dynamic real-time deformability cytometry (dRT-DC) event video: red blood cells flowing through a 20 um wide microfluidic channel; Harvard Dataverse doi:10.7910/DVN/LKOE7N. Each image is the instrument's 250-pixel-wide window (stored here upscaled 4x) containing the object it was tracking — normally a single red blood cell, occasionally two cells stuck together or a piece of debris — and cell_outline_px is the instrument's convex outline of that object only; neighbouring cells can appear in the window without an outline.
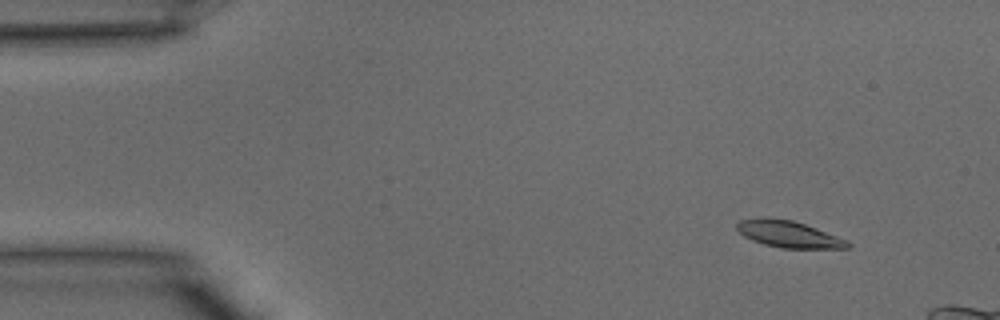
{"species": "common noctule bat (a hibernating species)", "species_latin": "Nyctalus noctula", "temperature_condition": "warm", "stored_images_in_passage": 11, "camera_frame_rate_fps": 3000, "um_per_image_px": 0.085, "animal": {"sex": "male", "body_mass_g": 15.6}, "frame": {"image": 1, "passage_image": 4, "time_ms": 1.0, "image_size_px": [1000, 320], "cell_outline_px": [[852, 244], [848, 248], [780, 248], [764, 244], [752, 240], [744, 236], [736, 228], [736, 224], [740, 220], [760, 216], [764, 216], [792, 220], [816, 228], [848, 240]], "centroid_in_image_um": [67.01, 19.89], "position_along_channel_um": 18.0, "area_um2": 17.34}}